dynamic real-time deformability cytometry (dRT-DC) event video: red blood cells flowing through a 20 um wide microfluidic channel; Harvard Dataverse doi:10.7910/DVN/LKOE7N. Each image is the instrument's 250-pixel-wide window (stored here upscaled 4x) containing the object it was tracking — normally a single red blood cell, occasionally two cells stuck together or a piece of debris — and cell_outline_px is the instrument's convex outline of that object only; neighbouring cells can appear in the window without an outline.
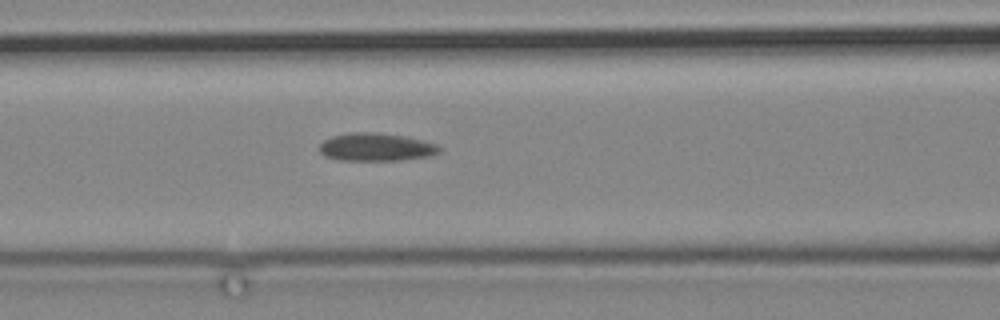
{"species": "common noctule bat (a hibernating species)", "species_latin": "Nyctalus noctula", "temperature_condition": "cold", "stored_images_in_passage": 6, "segment_of_instrument_passage": [1, 2], "camera_frame_rate_fps": 3000, "um_per_image_px": 0.085, "animal": {"sex": "male", "body_mass_g": 19.2, "forearm_length_mm": 51.8}, "frame": {"image": 1, "passage_image": 5, "time_ms": 5.333, "image_size_px": [1000, 320], "cell_outline_px": [[440, 152], [432, 156], [400, 160], [340, 160], [324, 156], [320, 152], [320, 144], [324, 140], [332, 136], [352, 132], [376, 132], [404, 136], [424, 140], [436, 144], [440, 148]], "centroid_in_image_um": [31.98, 12.5], "position_along_channel_um": 134.6, "area_um2": 19.59}}